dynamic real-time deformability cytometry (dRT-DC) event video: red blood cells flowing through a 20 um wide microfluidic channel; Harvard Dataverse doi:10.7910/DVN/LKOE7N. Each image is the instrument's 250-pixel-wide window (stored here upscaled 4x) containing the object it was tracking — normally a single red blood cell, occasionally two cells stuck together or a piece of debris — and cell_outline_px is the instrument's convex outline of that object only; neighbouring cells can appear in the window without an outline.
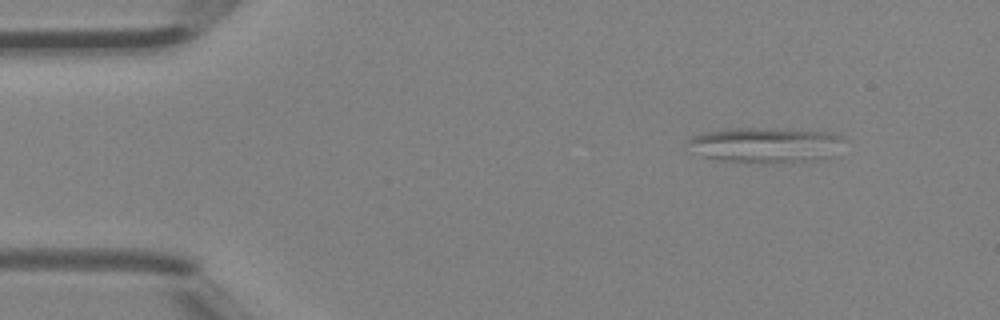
{"species": "Egyptian fruit bat (a non-hibernating species)", "species_latin": "Rousettus aegyptiacus", "temperature_condition": "room temperature", "stored_images_in_passage": 3, "camera_frame_rate_fps": 3000, "um_per_image_px": 0.085, "animal": {"sex": "female"}, "frame": {"image": 1, "passage_image": 1, "time_ms": 0.0, "image_size_px": [1000, 320], "cell_outline_px": [[844, 140], [828, 156], [816, 160], [780, 164], [764, 164], [720, 160], [700, 156], [688, 152], [688, 140], [692, 136], [704, 132], [732, 128], [784, 128], [824, 132], [840, 136]], "centroid_in_image_um": [64.94, 12.34], "position_along_channel_um": 20.1, "area_um2": 32.54}}